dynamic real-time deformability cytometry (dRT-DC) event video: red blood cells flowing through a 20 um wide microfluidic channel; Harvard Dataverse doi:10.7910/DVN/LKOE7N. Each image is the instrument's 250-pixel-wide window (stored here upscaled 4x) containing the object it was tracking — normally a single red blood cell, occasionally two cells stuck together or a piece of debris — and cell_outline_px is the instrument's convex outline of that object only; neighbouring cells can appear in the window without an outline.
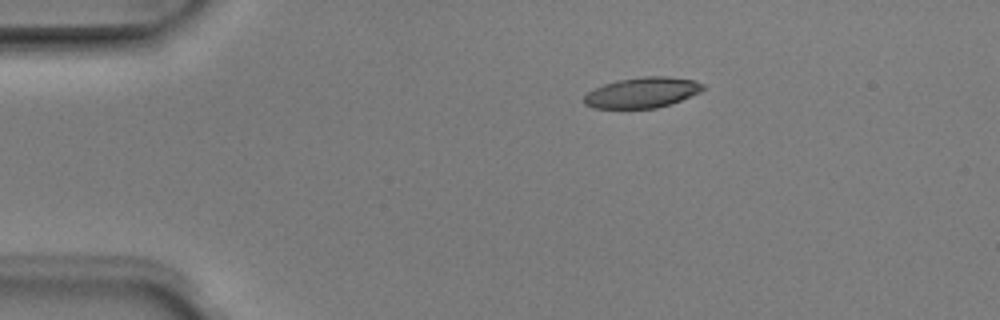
{"species": "Egyptian fruit bat (a non-hibernating species)", "species_latin": "Rousettus aegyptiacus", "temperature_condition": "room temperature", "stored_images_in_passage": 4, "camera_frame_rate_fps": 3000, "um_per_image_px": 0.085, "animal": {"sex": "male"}, "frame": {"image": 1, "passage_image": 2, "time_ms": 0.333, "image_size_px": [1000, 320], "cell_outline_px": [[704, 88], [700, 92], [680, 100], [656, 108], [592, 108], [584, 104], [584, 96], [588, 92], [604, 84], [616, 80], [644, 76], [668, 76], [696, 80], [704, 84]], "centroid_in_image_um": [54.59, 7.86], "position_along_channel_um": 30.4, "area_um2": 21.1}}